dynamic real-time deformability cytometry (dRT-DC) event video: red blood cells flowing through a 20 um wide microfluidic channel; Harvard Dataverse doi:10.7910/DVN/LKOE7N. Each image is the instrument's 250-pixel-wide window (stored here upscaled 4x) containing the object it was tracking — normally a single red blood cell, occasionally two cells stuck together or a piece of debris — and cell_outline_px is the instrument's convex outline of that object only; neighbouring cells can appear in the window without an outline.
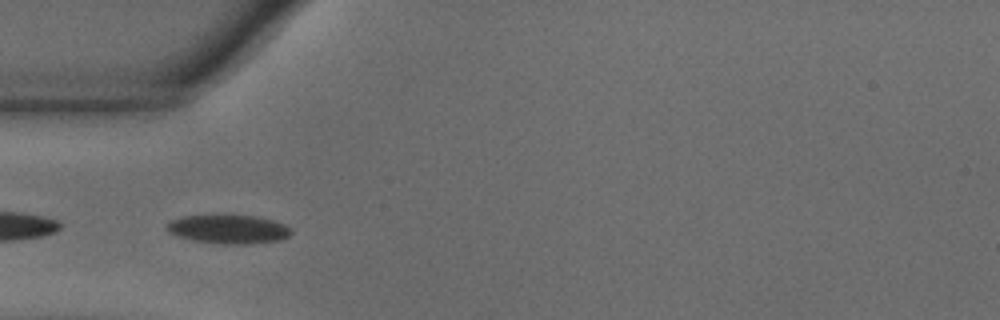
{"species": "common noctule bat (a hibernating species)", "species_latin": "Nyctalus noctula", "temperature_condition": "warm", "stored_images_in_passage": 37, "camera_frame_rate_fps": 3000, "um_per_image_px": 0.085, "animal": {"sex": "male", "body_mass_g": 18.8}, "frame": {"image": 1, "passage_image": 8, "time_ms": 2.333, "image_size_px": [1000, 320], "cell_outline_px": [[292, 232], [288, 236], [280, 240], [248, 244], [224, 244], [192, 240], [176, 236], [168, 232], [164, 228], [172, 220], [184, 216], [208, 212], [232, 212], [256, 216], [272, 220], [284, 224], [292, 228]], "centroid_in_image_um": [19.38, 19.42], "position_along_channel_um": 65.6, "area_um2": 22.08}}
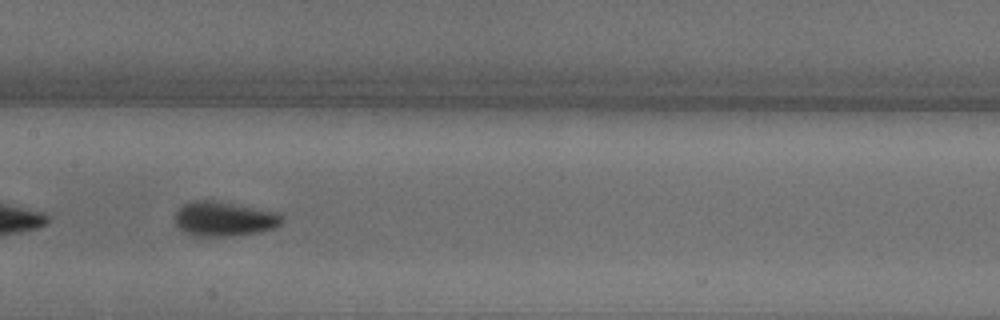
{"frame": {"image": 2, "passage_image": 18, "time_ms": 5.667, "image_size_px": [1000, 320], "cell_outline_px": [[284, 220], [276, 228], [260, 232], [232, 236], [192, 236], [184, 232], [176, 224], [176, 212], [184, 204], [196, 200], [212, 200], [280, 212]], "centroid_in_image_um": [19.1, 18.61], "position_along_channel_um": 188.3, "area_um2": 21.68}}
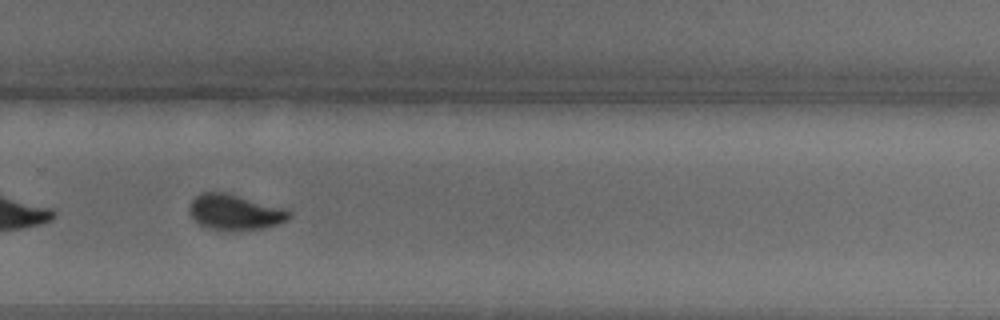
{"frame": {"image": 3, "passage_image": 28, "time_ms": 9.0, "image_size_px": [1000, 320], "cell_outline_px": [[292, 216], [288, 220], [276, 224], [260, 228], [208, 228], [200, 224], [188, 212], [188, 204], [200, 192], [224, 192], [288, 208], [292, 212]], "centroid_in_image_um": [19.99, 17.98], "position_along_channel_um": 309.8, "area_um2": 20.29}, "authors_computed_cell_mechanics": {"area_um2": 21.675, "velocity_mm_per_s": 3.6584, "shape_relaxation_time_tau1_ms": 2.3462, "shape_relaxation_time_tau2_ms": null, "deformation_change_tau1": 0.1183, "deformation_change_tau2": null}}